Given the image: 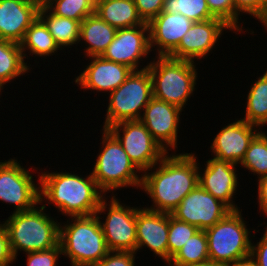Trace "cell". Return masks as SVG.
<instances>
[{
  "label": "cell",
  "mask_w": 267,
  "mask_h": 266,
  "mask_svg": "<svg viewBox=\"0 0 267 266\" xmlns=\"http://www.w3.org/2000/svg\"><path fill=\"white\" fill-rule=\"evenodd\" d=\"M169 154L142 173L140 190L153 203L151 206L145 205V208L171 214L182 199L198 185L199 159L196 152Z\"/></svg>",
  "instance_id": "1"
},
{
  "label": "cell",
  "mask_w": 267,
  "mask_h": 266,
  "mask_svg": "<svg viewBox=\"0 0 267 266\" xmlns=\"http://www.w3.org/2000/svg\"><path fill=\"white\" fill-rule=\"evenodd\" d=\"M169 214L136 206V253L148 248L154 257L168 264Z\"/></svg>",
  "instance_id": "18"
},
{
  "label": "cell",
  "mask_w": 267,
  "mask_h": 266,
  "mask_svg": "<svg viewBox=\"0 0 267 266\" xmlns=\"http://www.w3.org/2000/svg\"><path fill=\"white\" fill-rule=\"evenodd\" d=\"M100 132V151L91 168L93 170L90 171L98 188L106 196L111 192L110 195L117 196V190L127 187L140 190L142 174L140 175L141 172L130 161L122 144L108 129H102Z\"/></svg>",
  "instance_id": "6"
},
{
  "label": "cell",
  "mask_w": 267,
  "mask_h": 266,
  "mask_svg": "<svg viewBox=\"0 0 267 266\" xmlns=\"http://www.w3.org/2000/svg\"><path fill=\"white\" fill-rule=\"evenodd\" d=\"M233 122L225 124L213 137L210 144L211 155L213 158L227 161L238 165L245 156L250 142L262 130L259 127L232 118Z\"/></svg>",
  "instance_id": "17"
},
{
  "label": "cell",
  "mask_w": 267,
  "mask_h": 266,
  "mask_svg": "<svg viewBox=\"0 0 267 266\" xmlns=\"http://www.w3.org/2000/svg\"><path fill=\"white\" fill-rule=\"evenodd\" d=\"M118 198L120 197L116 195L105 196L100 201L96 216L100 221L109 251L136 253V207L121 203Z\"/></svg>",
  "instance_id": "10"
},
{
  "label": "cell",
  "mask_w": 267,
  "mask_h": 266,
  "mask_svg": "<svg viewBox=\"0 0 267 266\" xmlns=\"http://www.w3.org/2000/svg\"><path fill=\"white\" fill-rule=\"evenodd\" d=\"M227 266H258L255 260L252 258L251 255L244 257L242 259H238L235 262H232L231 264Z\"/></svg>",
  "instance_id": "41"
},
{
  "label": "cell",
  "mask_w": 267,
  "mask_h": 266,
  "mask_svg": "<svg viewBox=\"0 0 267 266\" xmlns=\"http://www.w3.org/2000/svg\"><path fill=\"white\" fill-rule=\"evenodd\" d=\"M153 98L152 79L148 69L132 71L126 80L106 100V115L102 129L122 122L139 120Z\"/></svg>",
  "instance_id": "8"
},
{
  "label": "cell",
  "mask_w": 267,
  "mask_h": 266,
  "mask_svg": "<svg viewBox=\"0 0 267 266\" xmlns=\"http://www.w3.org/2000/svg\"><path fill=\"white\" fill-rule=\"evenodd\" d=\"M185 266H224V265L212 262L211 260H208V261H205L202 263L189 264V265H185Z\"/></svg>",
  "instance_id": "42"
},
{
  "label": "cell",
  "mask_w": 267,
  "mask_h": 266,
  "mask_svg": "<svg viewBox=\"0 0 267 266\" xmlns=\"http://www.w3.org/2000/svg\"><path fill=\"white\" fill-rule=\"evenodd\" d=\"M262 73L251 83V88L247 91L245 114L241 119L266 130L263 126L267 125V70Z\"/></svg>",
  "instance_id": "27"
},
{
  "label": "cell",
  "mask_w": 267,
  "mask_h": 266,
  "mask_svg": "<svg viewBox=\"0 0 267 266\" xmlns=\"http://www.w3.org/2000/svg\"><path fill=\"white\" fill-rule=\"evenodd\" d=\"M63 170H39L42 171L39 173L40 203L44 207L52 204L64 217L95 215L106 195L98 188L91 172L84 176Z\"/></svg>",
  "instance_id": "2"
},
{
  "label": "cell",
  "mask_w": 267,
  "mask_h": 266,
  "mask_svg": "<svg viewBox=\"0 0 267 266\" xmlns=\"http://www.w3.org/2000/svg\"><path fill=\"white\" fill-rule=\"evenodd\" d=\"M227 30H230L229 32L233 31L230 26L218 18L194 22L183 36L178 47L169 57L202 63L203 61L199 60L208 58L210 55L209 53L212 54V50H214L215 47L219 45L220 40H222L219 38H221Z\"/></svg>",
  "instance_id": "13"
},
{
  "label": "cell",
  "mask_w": 267,
  "mask_h": 266,
  "mask_svg": "<svg viewBox=\"0 0 267 266\" xmlns=\"http://www.w3.org/2000/svg\"><path fill=\"white\" fill-rule=\"evenodd\" d=\"M210 13L218 19L224 21L233 29L232 33L242 34L248 32L250 29L243 27L244 19L234 6L233 0H206ZM242 21V23H241ZM243 25V26H242ZM245 28V29H244ZM245 30V32H244Z\"/></svg>",
  "instance_id": "32"
},
{
  "label": "cell",
  "mask_w": 267,
  "mask_h": 266,
  "mask_svg": "<svg viewBox=\"0 0 267 266\" xmlns=\"http://www.w3.org/2000/svg\"><path fill=\"white\" fill-rule=\"evenodd\" d=\"M162 12L180 13L193 22H201L215 18L206 0H164Z\"/></svg>",
  "instance_id": "31"
},
{
  "label": "cell",
  "mask_w": 267,
  "mask_h": 266,
  "mask_svg": "<svg viewBox=\"0 0 267 266\" xmlns=\"http://www.w3.org/2000/svg\"><path fill=\"white\" fill-rule=\"evenodd\" d=\"M39 7L28 0H0V39L20 43L37 19Z\"/></svg>",
  "instance_id": "21"
},
{
  "label": "cell",
  "mask_w": 267,
  "mask_h": 266,
  "mask_svg": "<svg viewBox=\"0 0 267 266\" xmlns=\"http://www.w3.org/2000/svg\"><path fill=\"white\" fill-rule=\"evenodd\" d=\"M95 13L117 29L145 24L134 0H96Z\"/></svg>",
  "instance_id": "24"
},
{
  "label": "cell",
  "mask_w": 267,
  "mask_h": 266,
  "mask_svg": "<svg viewBox=\"0 0 267 266\" xmlns=\"http://www.w3.org/2000/svg\"><path fill=\"white\" fill-rule=\"evenodd\" d=\"M149 25L120 28L102 57L106 60L124 64L133 71L147 69L151 56ZM144 61V62H143ZM142 63V64H141ZM142 65V66H141ZM144 65V67H143Z\"/></svg>",
  "instance_id": "12"
},
{
  "label": "cell",
  "mask_w": 267,
  "mask_h": 266,
  "mask_svg": "<svg viewBox=\"0 0 267 266\" xmlns=\"http://www.w3.org/2000/svg\"><path fill=\"white\" fill-rule=\"evenodd\" d=\"M15 262L16 259L11 251L9 235L0 222V266H11Z\"/></svg>",
  "instance_id": "39"
},
{
  "label": "cell",
  "mask_w": 267,
  "mask_h": 266,
  "mask_svg": "<svg viewBox=\"0 0 267 266\" xmlns=\"http://www.w3.org/2000/svg\"><path fill=\"white\" fill-rule=\"evenodd\" d=\"M134 3L142 20L149 23L162 12L164 0H134Z\"/></svg>",
  "instance_id": "37"
},
{
  "label": "cell",
  "mask_w": 267,
  "mask_h": 266,
  "mask_svg": "<svg viewBox=\"0 0 267 266\" xmlns=\"http://www.w3.org/2000/svg\"><path fill=\"white\" fill-rule=\"evenodd\" d=\"M38 17L45 23L53 39L63 52H65L66 48L78 47L80 21L56 16L43 4L39 7Z\"/></svg>",
  "instance_id": "26"
},
{
  "label": "cell",
  "mask_w": 267,
  "mask_h": 266,
  "mask_svg": "<svg viewBox=\"0 0 267 266\" xmlns=\"http://www.w3.org/2000/svg\"><path fill=\"white\" fill-rule=\"evenodd\" d=\"M90 61L76 76L74 83L85 91L106 93L109 95L117 89L133 71L124 64L104 59L102 56L85 58Z\"/></svg>",
  "instance_id": "19"
},
{
  "label": "cell",
  "mask_w": 267,
  "mask_h": 266,
  "mask_svg": "<svg viewBox=\"0 0 267 266\" xmlns=\"http://www.w3.org/2000/svg\"><path fill=\"white\" fill-rule=\"evenodd\" d=\"M231 211L225 203L198 184L182 199L171 215L177 220L205 230L214 226Z\"/></svg>",
  "instance_id": "14"
},
{
  "label": "cell",
  "mask_w": 267,
  "mask_h": 266,
  "mask_svg": "<svg viewBox=\"0 0 267 266\" xmlns=\"http://www.w3.org/2000/svg\"><path fill=\"white\" fill-rule=\"evenodd\" d=\"M20 162L15 157L0 160V202L12 205L11 213L32 210L40 203V178L38 182L34 179L40 177V174L35 175L40 173L37 171L40 168L32 166L27 169Z\"/></svg>",
  "instance_id": "9"
},
{
  "label": "cell",
  "mask_w": 267,
  "mask_h": 266,
  "mask_svg": "<svg viewBox=\"0 0 267 266\" xmlns=\"http://www.w3.org/2000/svg\"><path fill=\"white\" fill-rule=\"evenodd\" d=\"M108 130L122 144L130 161L141 174L167 154L140 120L122 121L110 126Z\"/></svg>",
  "instance_id": "11"
},
{
  "label": "cell",
  "mask_w": 267,
  "mask_h": 266,
  "mask_svg": "<svg viewBox=\"0 0 267 266\" xmlns=\"http://www.w3.org/2000/svg\"><path fill=\"white\" fill-rule=\"evenodd\" d=\"M67 218L60 221L62 256L70 260V266H94L109 252L98 217Z\"/></svg>",
  "instance_id": "5"
},
{
  "label": "cell",
  "mask_w": 267,
  "mask_h": 266,
  "mask_svg": "<svg viewBox=\"0 0 267 266\" xmlns=\"http://www.w3.org/2000/svg\"><path fill=\"white\" fill-rule=\"evenodd\" d=\"M193 23L183 14L161 12L148 23L151 53L154 52L155 56H169Z\"/></svg>",
  "instance_id": "20"
},
{
  "label": "cell",
  "mask_w": 267,
  "mask_h": 266,
  "mask_svg": "<svg viewBox=\"0 0 267 266\" xmlns=\"http://www.w3.org/2000/svg\"><path fill=\"white\" fill-rule=\"evenodd\" d=\"M209 260L208 239L204 230H199L170 259L167 266H185Z\"/></svg>",
  "instance_id": "28"
},
{
  "label": "cell",
  "mask_w": 267,
  "mask_h": 266,
  "mask_svg": "<svg viewBox=\"0 0 267 266\" xmlns=\"http://www.w3.org/2000/svg\"><path fill=\"white\" fill-rule=\"evenodd\" d=\"M46 208L39 203L32 210L11 213L6 220L0 221L9 235L16 260L22 251H43L59 244L60 222L56 217H51Z\"/></svg>",
  "instance_id": "3"
},
{
  "label": "cell",
  "mask_w": 267,
  "mask_h": 266,
  "mask_svg": "<svg viewBox=\"0 0 267 266\" xmlns=\"http://www.w3.org/2000/svg\"><path fill=\"white\" fill-rule=\"evenodd\" d=\"M242 215V209L232 210L214 226L204 230L209 260L227 266L250 255L252 239L259 229L252 227L251 230ZM252 231L255 233L253 236Z\"/></svg>",
  "instance_id": "7"
},
{
  "label": "cell",
  "mask_w": 267,
  "mask_h": 266,
  "mask_svg": "<svg viewBox=\"0 0 267 266\" xmlns=\"http://www.w3.org/2000/svg\"><path fill=\"white\" fill-rule=\"evenodd\" d=\"M43 5L56 16L82 22L95 13L96 0H44Z\"/></svg>",
  "instance_id": "30"
},
{
  "label": "cell",
  "mask_w": 267,
  "mask_h": 266,
  "mask_svg": "<svg viewBox=\"0 0 267 266\" xmlns=\"http://www.w3.org/2000/svg\"><path fill=\"white\" fill-rule=\"evenodd\" d=\"M31 69L34 68L26 64L19 43L0 39V98L5 85L14 83L16 78L18 80L21 76L25 77Z\"/></svg>",
  "instance_id": "25"
},
{
  "label": "cell",
  "mask_w": 267,
  "mask_h": 266,
  "mask_svg": "<svg viewBox=\"0 0 267 266\" xmlns=\"http://www.w3.org/2000/svg\"><path fill=\"white\" fill-rule=\"evenodd\" d=\"M235 9L242 15L252 16L267 31V0H233ZM244 13V14H243Z\"/></svg>",
  "instance_id": "34"
},
{
  "label": "cell",
  "mask_w": 267,
  "mask_h": 266,
  "mask_svg": "<svg viewBox=\"0 0 267 266\" xmlns=\"http://www.w3.org/2000/svg\"><path fill=\"white\" fill-rule=\"evenodd\" d=\"M137 253L131 251H109L94 266H137Z\"/></svg>",
  "instance_id": "36"
},
{
  "label": "cell",
  "mask_w": 267,
  "mask_h": 266,
  "mask_svg": "<svg viewBox=\"0 0 267 266\" xmlns=\"http://www.w3.org/2000/svg\"><path fill=\"white\" fill-rule=\"evenodd\" d=\"M151 59L147 69L152 79L153 97L184 110L197 90L196 65L199 63L169 56Z\"/></svg>",
  "instance_id": "4"
},
{
  "label": "cell",
  "mask_w": 267,
  "mask_h": 266,
  "mask_svg": "<svg viewBox=\"0 0 267 266\" xmlns=\"http://www.w3.org/2000/svg\"><path fill=\"white\" fill-rule=\"evenodd\" d=\"M240 167L248 170L249 174L252 172L253 176L257 175V180L267 175V132L261 130L253 138Z\"/></svg>",
  "instance_id": "29"
},
{
  "label": "cell",
  "mask_w": 267,
  "mask_h": 266,
  "mask_svg": "<svg viewBox=\"0 0 267 266\" xmlns=\"http://www.w3.org/2000/svg\"><path fill=\"white\" fill-rule=\"evenodd\" d=\"M28 1L38 2L40 5L43 4L44 2V0H28Z\"/></svg>",
  "instance_id": "43"
},
{
  "label": "cell",
  "mask_w": 267,
  "mask_h": 266,
  "mask_svg": "<svg viewBox=\"0 0 267 266\" xmlns=\"http://www.w3.org/2000/svg\"><path fill=\"white\" fill-rule=\"evenodd\" d=\"M117 30V28L103 21L96 13L86 17L80 25L78 42V46L84 47L83 58L84 56L85 58L102 56L115 38Z\"/></svg>",
  "instance_id": "22"
},
{
  "label": "cell",
  "mask_w": 267,
  "mask_h": 266,
  "mask_svg": "<svg viewBox=\"0 0 267 266\" xmlns=\"http://www.w3.org/2000/svg\"><path fill=\"white\" fill-rule=\"evenodd\" d=\"M25 254L27 266H57L59 258L62 257V249L59 243L51 249Z\"/></svg>",
  "instance_id": "35"
},
{
  "label": "cell",
  "mask_w": 267,
  "mask_h": 266,
  "mask_svg": "<svg viewBox=\"0 0 267 266\" xmlns=\"http://www.w3.org/2000/svg\"><path fill=\"white\" fill-rule=\"evenodd\" d=\"M257 198L259 213L267 216V175L257 180Z\"/></svg>",
  "instance_id": "40"
},
{
  "label": "cell",
  "mask_w": 267,
  "mask_h": 266,
  "mask_svg": "<svg viewBox=\"0 0 267 266\" xmlns=\"http://www.w3.org/2000/svg\"><path fill=\"white\" fill-rule=\"evenodd\" d=\"M266 225L263 229L264 233L259 240L254 241L252 240V247L250 251V255L255 260L258 266H267V223L264 222ZM259 241V242H258Z\"/></svg>",
  "instance_id": "38"
},
{
  "label": "cell",
  "mask_w": 267,
  "mask_h": 266,
  "mask_svg": "<svg viewBox=\"0 0 267 266\" xmlns=\"http://www.w3.org/2000/svg\"><path fill=\"white\" fill-rule=\"evenodd\" d=\"M204 164V166L200 165L198 161V184L231 210H239L240 207L235 204L236 199H234V197L237 198L240 184L239 171L236 168L238 165L213 157L208 158Z\"/></svg>",
  "instance_id": "16"
},
{
  "label": "cell",
  "mask_w": 267,
  "mask_h": 266,
  "mask_svg": "<svg viewBox=\"0 0 267 266\" xmlns=\"http://www.w3.org/2000/svg\"><path fill=\"white\" fill-rule=\"evenodd\" d=\"M25 62L30 67L31 61H28L30 59H33L34 56V63L39 64L40 58L41 59H47V57L61 54L63 51L58 44L53 39V36L50 34L47 26L45 23L37 17V19L31 24V26L26 30L23 40L19 43ZM61 51V52H59ZM59 52V53H58ZM57 53V54H55ZM32 56L31 58H29ZM35 57H37L35 59ZM27 58V61H26ZM39 58V61L37 59ZM29 62V64H28Z\"/></svg>",
  "instance_id": "23"
},
{
  "label": "cell",
  "mask_w": 267,
  "mask_h": 266,
  "mask_svg": "<svg viewBox=\"0 0 267 266\" xmlns=\"http://www.w3.org/2000/svg\"><path fill=\"white\" fill-rule=\"evenodd\" d=\"M183 111L175 105L153 97L139 119L167 153L178 151L180 120L181 115L185 114Z\"/></svg>",
  "instance_id": "15"
},
{
  "label": "cell",
  "mask_w": 267,
  "mask_h": 266,
  "mask_svg": "<svg viewBox=\"0 0 267 266\" xmlns=\"http://www.w3.org/2000/svg\"><path fill=\"white\" fill-rule=\"evenodd\" d=\"M200 229L186 222L177 220L169 214L168 262L179 249Z\"/></svg>",
  "instance_id": "33"
}]
</instances>
